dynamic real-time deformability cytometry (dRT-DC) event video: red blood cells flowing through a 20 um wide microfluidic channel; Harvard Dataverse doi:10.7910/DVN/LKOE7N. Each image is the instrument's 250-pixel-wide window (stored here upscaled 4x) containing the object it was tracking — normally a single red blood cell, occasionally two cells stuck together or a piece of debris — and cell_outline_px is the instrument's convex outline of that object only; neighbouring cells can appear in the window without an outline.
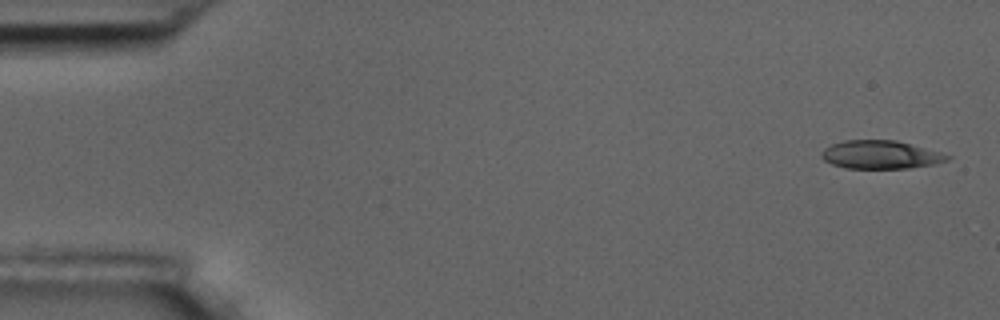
{"species": "common noctule bat (a hibernating species)", "species_latin": "Nyctalus noctula", "temperature_condition": "room temperature", "stored_images_in_passage": 5, "camera_frame_rate_fps": 3000, "um_per_image_px": 0.085, "animal": {"sex": "male", "body_mass_g": 17.5, "forearm_length_mm": 52.3}, "frame": {"image": 1, "passage_image": 1, "time_ms": 0.0, "image_size_px": [1000, 320], "cell_outline_px": [[952, 156], [948, 160], [936, 164], [908, 168], [844, 168], [832, 164], [824, 160], [820, 156], [820, 152], [824, 148], [832, 144], [844, 140], [896, 140]], "centroid_in_image_um": [74.8, 13.15], "position_along_channel_um": 10.2, "area_um2": 20.63}}
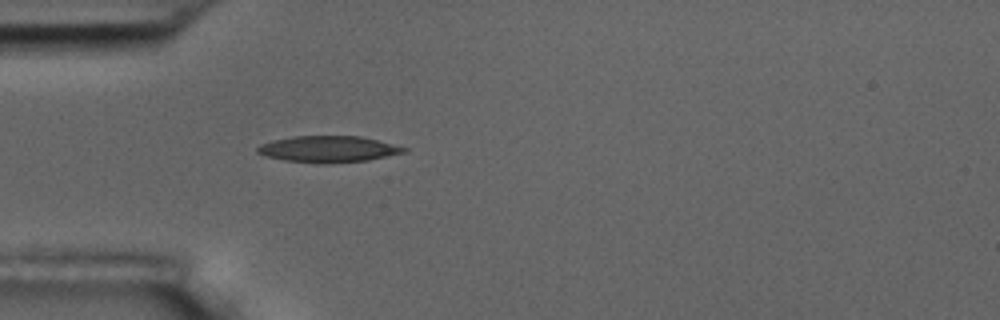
{"frame": {"image": 2, "passage_image": 5, "time_ms": 4.667, "image_size_px": [1000, 320], "cell_outline_px": [[408, 152], [368, 160], [324, 164], [284, 160], [268, 156], [256, 152], [256, 148], [260, 144], [272, 140], [292, 136], [360, 136], [408, 148]], "centroid_in_image_um": [27.9, 12.67], "position_along_channel_um": 57.1, "area_um2": 22.48}}